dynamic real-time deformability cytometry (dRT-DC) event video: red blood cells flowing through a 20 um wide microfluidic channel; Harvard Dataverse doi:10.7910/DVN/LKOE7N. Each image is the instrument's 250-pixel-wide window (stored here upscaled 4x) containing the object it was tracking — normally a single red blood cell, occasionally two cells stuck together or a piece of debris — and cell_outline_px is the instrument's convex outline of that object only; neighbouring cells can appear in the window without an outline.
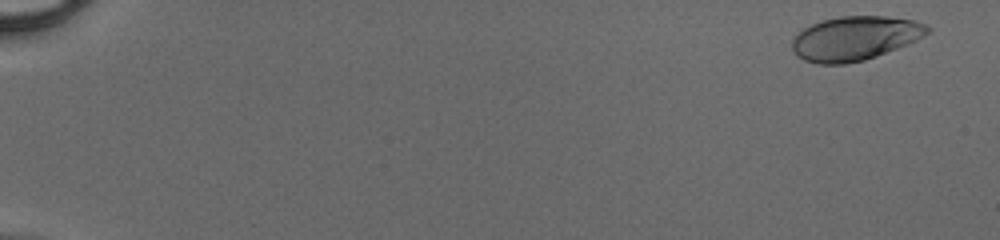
{"species": "human", "species_latin": "Homo sapiens", "temperature_condition": "cold", "stored_images_in_passage": 50, "camera_frame_rate_fps": 3000, "um_per_image_px": 0.085, "donor": {"sex": "male"}, "frame": {"image": 1, "passage_image": 3, "time_ms": 0.667, "image_size_px": [1000, 240], "cell_outline_px": [[932, 28], [924, 36], [908, 44], [876, 56], [864, 60], [844, 64], [816, 64], [804, 60], [796, 56], [792, 48], [792, 40], [804, 28], [812, 24], [824, 20], [840, 16], [884, 16], [916, 20]], "centroid_in_image_um": [72.68, 3.26], "position_along_channel_um": 12.3, "area_um2": 34.74}}
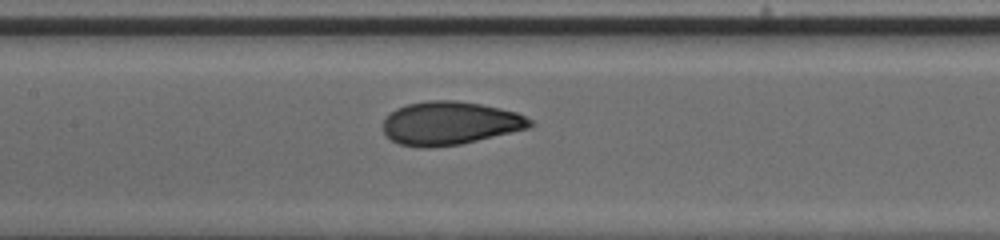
{"frame": {"image": 2, "passage_image": 27, "time_ms": 8.667, "image_size_px": [1000, 240], "cell_outline_px": [[536, 124], [532, 128], [460, 144], [428, 148], [420, 148], [400, 144], [392, 140], [384, 132], [384, 120], [396, 108], [408, 104], [428, 100], [456, 100], [480, 104], [500, 108], [516, 112], [532, 120]], "centroid_in_image_um": [38.29, 10.47], "position_along_channel_um": 169.1, "area_um2": 37.17}}
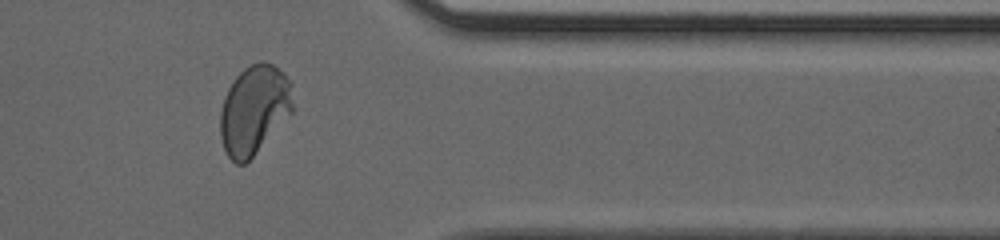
{"frame": {"image": 3, "passage_image": 43, "time_ms": 14.0, "image_size_px": [1000, 240], "cell_outline_px": [[292, 112], [252, 156], [244, 164], [236, 164], [228, 156], [224, 148], [220, 136], [220, 112], [228, 88], [236, 76], [244, 68], [260, 60], [272, 64], [284, 72], [292, 84]], "centroid_in_image_um": [21.59, 9.3], "position_along_channel_um": 389.8, "area_um2": 37.34}}